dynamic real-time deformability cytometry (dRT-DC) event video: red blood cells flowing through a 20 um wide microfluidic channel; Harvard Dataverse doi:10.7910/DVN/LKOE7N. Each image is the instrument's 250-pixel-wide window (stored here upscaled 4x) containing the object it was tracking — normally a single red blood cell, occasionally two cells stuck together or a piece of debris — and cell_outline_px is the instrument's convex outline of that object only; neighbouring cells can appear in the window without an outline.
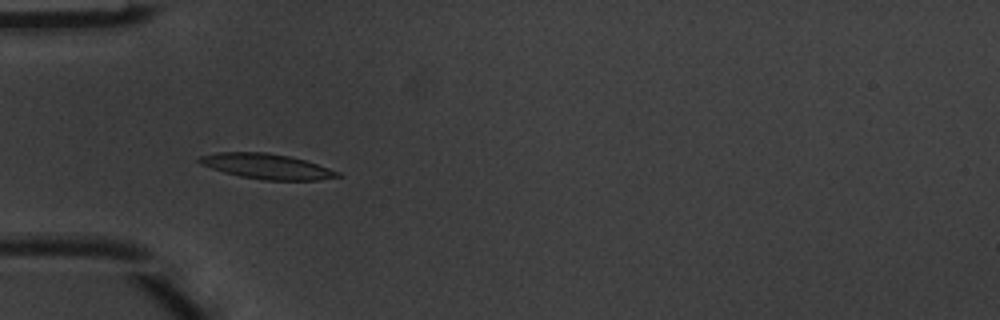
{"species": "common noctule bat (a hibernating species)", "species_latin": "Nyctalus noctula", "temperature_condition": "warm", "stored_images_in_passage": 6, "camera_frame_rate_fps": 3000, "um_per_image_px": 0.085, "animal": {"sex": "male", "body_mass_g": 20.1, "forearm_length_mm": 53.5}, "frame": {"image": 1, "passage_image": 5, "time_ms": 1.333, "image_size_px": [1000, 320], "cell_outline_px": [[344, 176], [320, 180], [264, 180], [240, 176], [224, 172], [200, 164], [196, 160], [200, 156], [216, 152], [268, 152], [288, 156], [304, 160], [340, 172]], "centroid_in_image_um": [22.67, 14.14], "position_along_channel_um": 62.3, "area_um2": 20.29}}
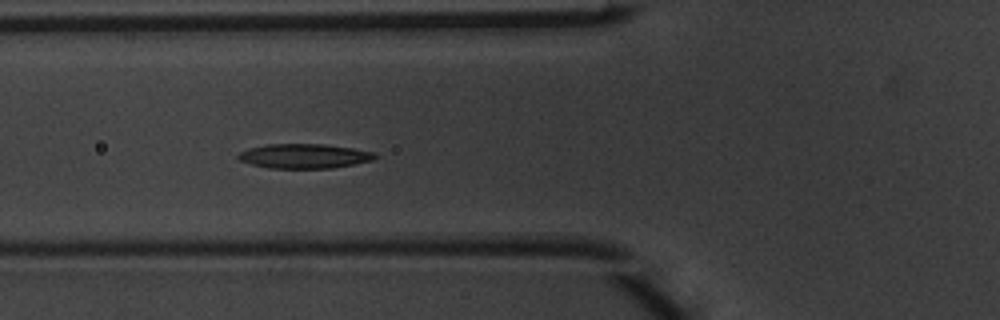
{"frame": {"image": 2, "passage_image": 6, "time_ms": 1.667, "image_size_px": [1000, 320], "cell_outline_px": [[376, 156], [372, 160], [332, 168], [268, 168], [252, 164], [240, 160], [236, 156], [240, 152], [248, 148], [264, 144], [324, 144], [352, 148], [376, 152]], "centroid_in_image_um": [25.83, 13.26], "position_along_channel_um": 100.0, "area_um2": 19.48}}